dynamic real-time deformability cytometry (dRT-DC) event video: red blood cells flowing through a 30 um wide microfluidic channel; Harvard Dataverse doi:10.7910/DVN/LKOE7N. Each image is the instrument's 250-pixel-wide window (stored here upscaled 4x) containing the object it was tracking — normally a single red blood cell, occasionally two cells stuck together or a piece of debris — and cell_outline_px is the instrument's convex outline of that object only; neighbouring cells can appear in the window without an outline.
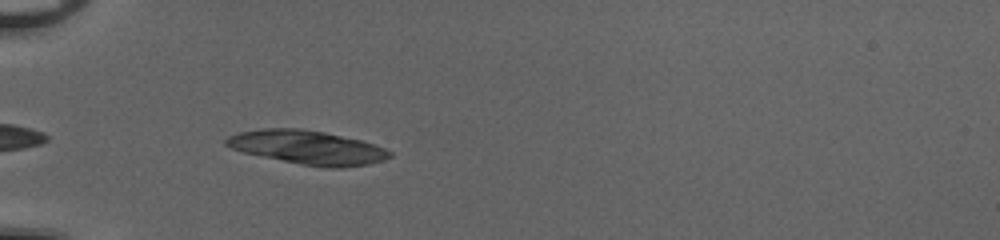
{"species": "common noctule bat (a hibernating species)", "species_latin": "Nyctalus noctula", "temperature_condition": "cold", "stored_images_in_passage": 35, "camera_frame_rate_fps": 3000, "um_per_image_px": 0.085, "animal": {"sex": "female", "body_mass_g": 20.0, "forearm_length_mm": 54.0}, "frame": {"image": 1, "passage_image": 3, "time_ms": 0.667, "image_size_px": [1000, 240], "cell_outline_px": [[392, 156], [384, 160], [368, 164], [340, 168], [328, 168], [300, 164], [244, 152], [232, 148], [224, 144], [224, 140], [228, 136], [240, 132], [264, 128], [300, 128], [324, 132], [360, 140], [384, 148], [392, 152]], "centroid_in_image_um": [26.14, 12.53], "position_along_channel_um": 58.9, "area_um2": 31.96}}
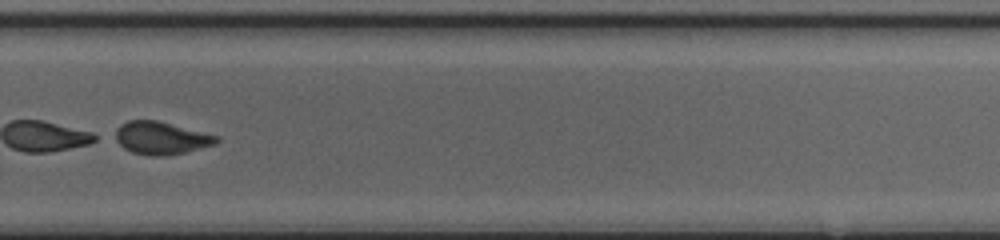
{"frame": {"image": 2, "passage_image": 23, "time_ms": 7.333, "image_size_px": [1000, 240], "cell_outline_px": [[220, 140], [216, 144], [184, 152], [164, 156], [152, 156], [132, 152], [124, 148], [112, 140], [108, 136], [120, 124], [128, 120], [156, 120], [220, 136]], "centroid_in_image_um": [13.6, 11.72], "position_along_channel_um": 316.2, "area_um2": 19.71}}
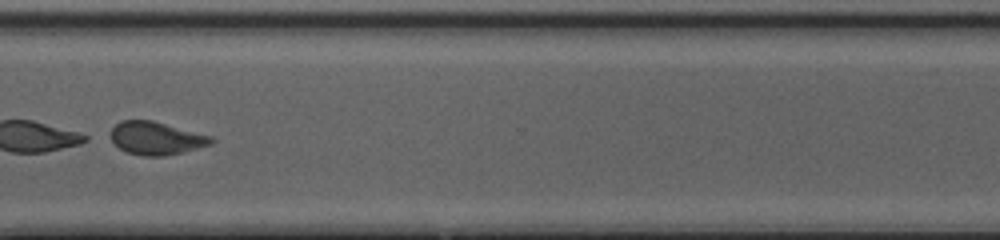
{"frame": {"image": 3, "passage_image": 26, "time_ms": 8.333, "image_size_px": [1000, 240], "cell_outline_px": [[216, 140], [212, 144], [164, 156], [144, 156], [128, 152], [120, 148], [112, 140], [112, 128], [120, 120], [152, 120], [212, 136]], "centroid_in_image_um": [13.3, 11.74], "position_along_channel_um": 357.3, "area_um2": 19.07}}